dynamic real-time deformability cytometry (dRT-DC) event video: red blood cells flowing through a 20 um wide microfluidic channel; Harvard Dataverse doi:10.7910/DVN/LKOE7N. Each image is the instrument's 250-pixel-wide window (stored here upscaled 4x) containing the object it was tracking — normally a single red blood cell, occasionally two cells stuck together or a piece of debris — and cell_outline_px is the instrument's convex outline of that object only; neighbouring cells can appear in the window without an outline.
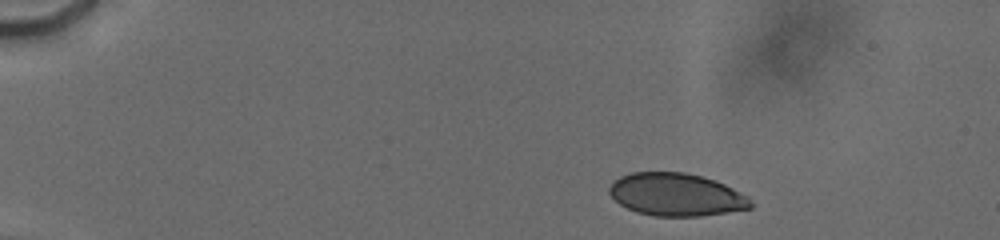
{"species": "human", "species_latin": "Homo sapiens", "temperature_condition": "cold", "stored_images_in_passage": 29, "camera_frame_rate_fps": 3000, "um_per_image_px": 0.085, "donor": {"sex": "male"}, "frame": {"image": 1, "passage_image": 1, "time_ms": 0.0, "image_size_px": [1000, 240], "cell_outline_px": [[752, 208], [700, 216], [652, 216], [636, 212], [620, 204], [608, 192], [608, 188], [620, 176], [632, 172], [684, 172], [700, 176], [724, 184], [748, 196], [752, 200]], "centroid_in_image_um": [57.47, 16.55], "position_along_channel_um": 27.5, "area_um2": 35.03}}